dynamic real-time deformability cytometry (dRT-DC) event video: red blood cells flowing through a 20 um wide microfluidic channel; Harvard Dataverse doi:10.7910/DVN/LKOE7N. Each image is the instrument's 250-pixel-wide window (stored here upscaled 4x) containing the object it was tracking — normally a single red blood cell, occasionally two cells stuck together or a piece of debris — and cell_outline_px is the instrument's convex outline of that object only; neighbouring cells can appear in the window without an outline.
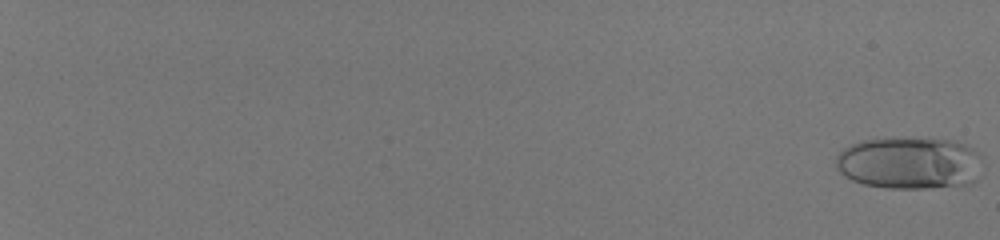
{"species": "human", "species_latin": "Homo sapiens", "temperature_condition": "room temperature", "stored_images_in_passage": 57, "camera_frame_rate_fps": 3000, "um_per_image_px": 0.085, "donor": {"sex": "male"}, "frame": {"image": 1, "passage_image": 1, "time_ms": 0.0, "image_size_px": [1000, 240], "cell_outline_px": [[984, 172], [976, 180], [968, 184], [928, 188], [888, 188], [864, 184], [852, 180], [844, 176], [836, 168], [836, 156], [844, 148], [860, 140], [892, 136], [952, 140], [964, 144], [972, 148], [980, 156]], "centroid_in_image_um": [77.32, 13.83], "position_along_channel_um": 7.7, "area_um2": 45.6}}
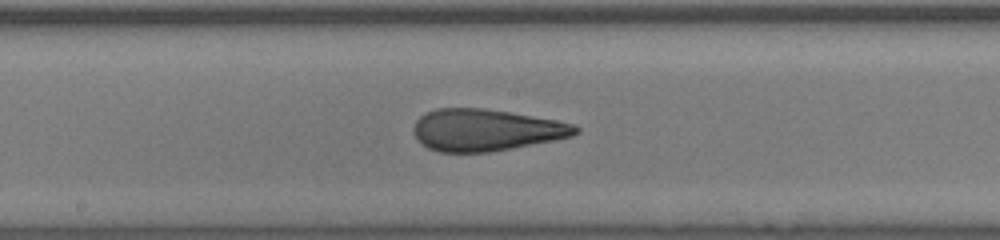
{"frame": {"image": 2, "passage_image": 37, "time_ms": 12.0, "image_size_px": [1000, 240], "cell_outline_px": [[580, 132], [572, 136], [556, 140], [512, 148], [488, 152], [440, 152], [428, 148], [420, 144], [416, 140], [412, 132], [412, 128], [416, 120], [424, 112], [436, 108], [484, 108], [556, 120], [572, 124], [580, 128]], "centroid_in_image_um": [41.25, 11.05], "position_along_channel_um": 207.0, "area_um2": 39.71}}
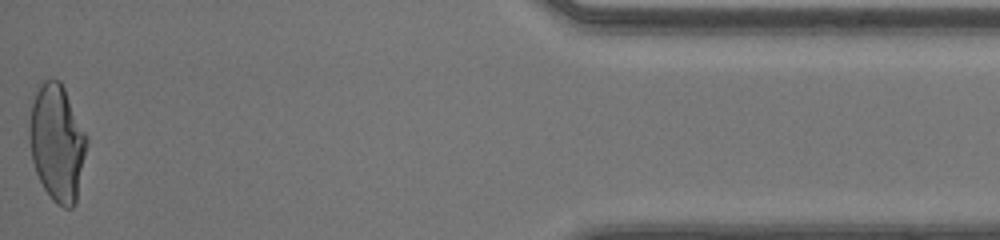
{"frame": {"image": 3, "passage_image": 57, "time_ms": 18.667, "image_size_px": [1000, 240], "cell_outline_px": [[88, 144], [76, 200], [72, 208], [64, 208], [56, 204], [52, 200], [44, 188], [36, 172], [32, 160], [28, 140], [28, 124], [36, 84], [44, 80], [60, 80], [88, 136]], "centroid_in_image_um": [4.84, 12.11], "position_along_channel_um": 430.4, "area_um2": 39.48}, "authors_computed_cell_mechanics": {"area_um2": 39.7664, "velocity_mm_per_s": 4.1561, "shape_relaxation_time_tau1_ms": null, "shape_relaxation_time_tau2_ms": 0.8566, "deformation_change_tau1": null, "deformation_change_tau2": 0.095}}